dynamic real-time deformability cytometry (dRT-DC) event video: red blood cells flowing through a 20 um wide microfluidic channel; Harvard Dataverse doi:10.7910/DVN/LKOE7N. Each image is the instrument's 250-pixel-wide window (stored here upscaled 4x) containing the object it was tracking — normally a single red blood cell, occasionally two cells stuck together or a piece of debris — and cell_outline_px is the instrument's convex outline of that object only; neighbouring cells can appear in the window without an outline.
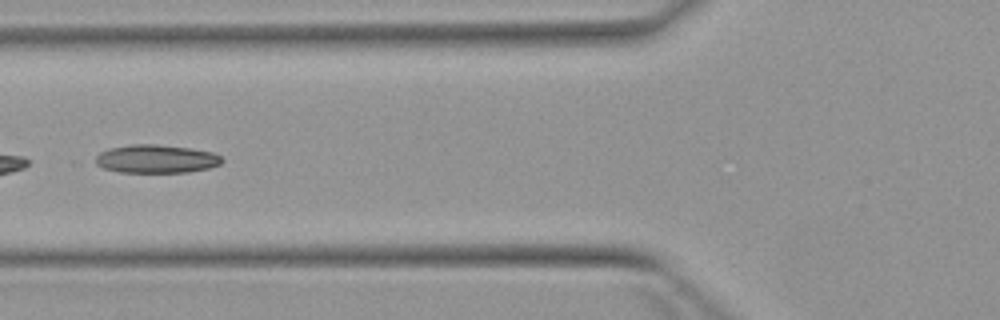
{"species": "Egyptian fruit bat (a non-hibernating species)", "species_latin": "Rousettus aegyptiacus", "temperature_condition": "warm", "stored_images_in_passage": 6, "camera_frame_rate_fps": 3000, "um_per_image_px": 0.085, "animal": {"sex": "female"}, "frame": {"image": 1, "passage_image": 6, "time_ms": 6.667, "image_size_px": [1000, 320], "cell_outline_px": [[224, 160], [220, 164], [208, 168], [188, 172], [120, 172], [104, 168], [96, 164], [96, 156], [100, 152], [108, 148], [132, 144], [156, 144], [192, 148], [212, 152], [220, 156]], "centroid_in_image_um": [13.28, 13.5], "position_along_channel_um": 112.5, "area_um2": 20.87}}